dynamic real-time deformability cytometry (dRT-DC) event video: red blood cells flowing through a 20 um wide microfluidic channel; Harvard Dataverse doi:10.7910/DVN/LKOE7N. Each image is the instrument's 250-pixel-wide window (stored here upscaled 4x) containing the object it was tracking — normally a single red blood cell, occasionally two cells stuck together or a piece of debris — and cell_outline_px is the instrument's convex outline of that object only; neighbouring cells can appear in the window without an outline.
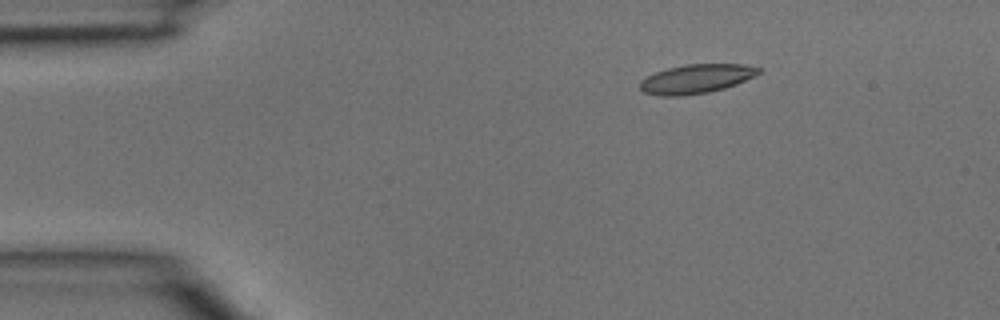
{"species": "common noctule bat (a hibernating species)", "species_latin": "Nyctalus noctula", "temperature_condition": "room temperature", "stored_images_in_passage": 4, "camera_frame_rate_fps": 3000, "um_per_image_px": 0.085, "animal": {"sex": "male", "body_mass_g": 15.6}, "frame": {"image": 1, "passage_image": 2, "time_ms": 0.333, "image_size_px": [1000, 320], "cell_outline_px": [[760, 72], [736, 84], [724, 88], [708, 92], [680, 96], [660, 96], [644, 92], [640, 88], [640, 80], [656, 72], [668, 68], [684, 64], [744, 64], [760, 68]], "centroid_in_image_um": [59.15, 6.7], "position_along_channel_um": 25.9, "area_um2": 19.88}}
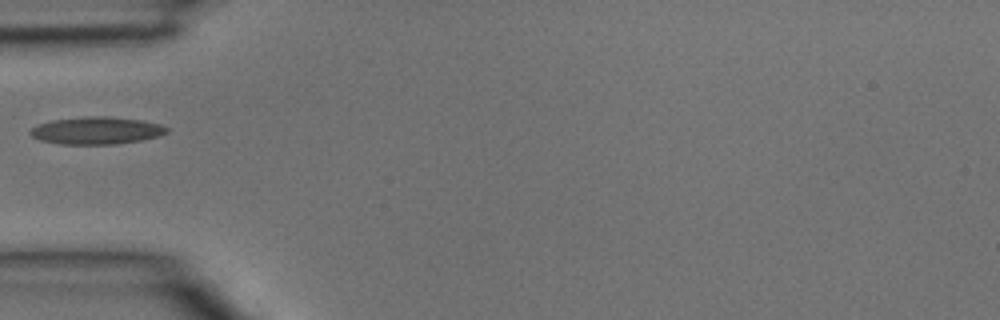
{"frame": {"image": 2, "passage_image": 4, "time_ms": 1.0, "image_size_px": [1000, 320], "cell_outline_px": [[168, 132], [160, 136], [140, 140], [116, 144], [60, 144], [40, 140], [32, 136], [28, 132], [32, 128], [40, 124], [52, 120], [92, 116], [108, 116], [140, 120], [160, 124], [168, 128]], "centroid_in_image_um": [8.22, 11.1], "position_along_channel_um": 76.8, "area_um2": 21.62}}